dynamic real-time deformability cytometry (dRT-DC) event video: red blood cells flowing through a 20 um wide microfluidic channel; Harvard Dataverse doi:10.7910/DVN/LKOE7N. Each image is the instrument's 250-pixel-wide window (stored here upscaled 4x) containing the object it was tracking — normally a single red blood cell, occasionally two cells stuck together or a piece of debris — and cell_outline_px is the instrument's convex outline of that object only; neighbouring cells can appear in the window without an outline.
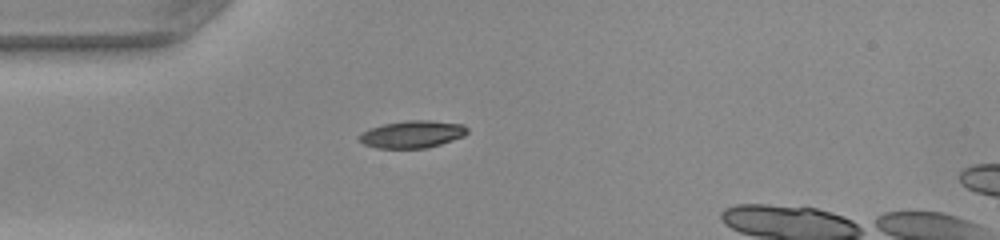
{"species": "common noctule bat (a hibernating species)", "species_latin": "Nyctalus noctula", "temperature_condition": "warm", "stored_images_in_passage": 33, "camera_frame_rate_fps": 3000, "um_per_image_px": 0.085, "animal": {"sex": "female", "body_mass_g": 22.0, "forearm_length_mm": 56.7}, "frame": {"image": 1, "passage_image": 1, "time_ms": 0.0, "image_size_px": [1000, 240], "cell_outline_px": [[468, 132], [464, 136], [428, 148], [376, 148], [364, 144], [356, 136], [368, 128], [384, 124], [404, 120], [432, 120], [464, 124], [468, 128]], "centroid_in_image_um": [35.04, 11.4], "position_along_channel_um": 50.0, "area_um2": 17.4}}
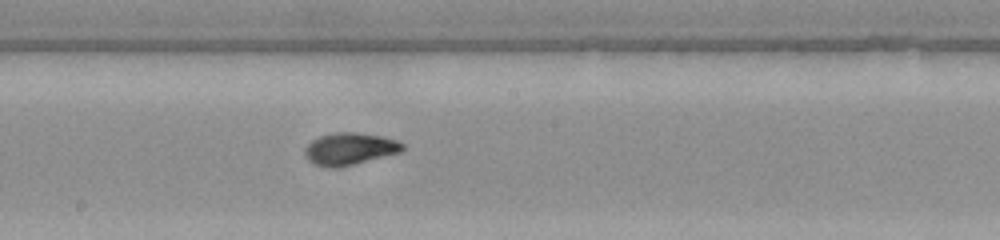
{"frame": {"image": 2, "passage_image": 14, "time_ms": 4.333, "image_size_px": [1000, 240], "cell_outline_px": [[404, 148], [400, 152], [340, 168], [328, 168], [316, 164], [308, 160], [304, 152], [304, 148], [312, 140], [320, 136], [336, 132], [356, 132], [380, 136], [396, 140], [404, 144]], "centroid_in_image_um": [29.7, 12.66], "position_along_channel_um": 218.5, "area_um2": 18.26}}
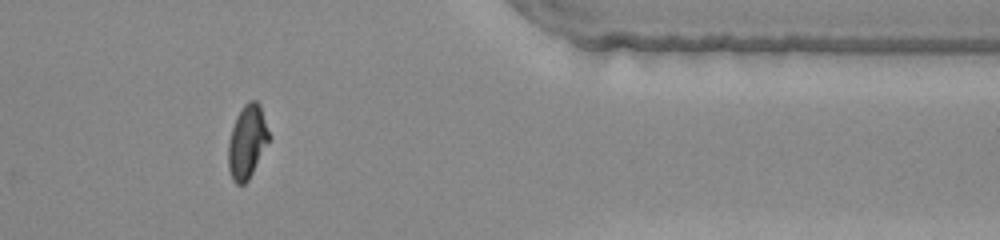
{"frame": {"image": 3, "passage_image": 28, "time_ms": 9.0, "image_size_px": [1000, 240], "cell_outline_px": [[272, 136], [248, 180], [244, 184], [236, 184], [232, 180], [228, 168], [228, 144], [232, 128], [236, 116], [244, 104], [248, 100], [256, 100], [260, 104]], "centroid_in_image_um": [21.03, 12.02], "position_along_channel_um": 390.4, "area_um2": 17.69}, "authors_computed_cell_mechanics": {"area_um2": 17.6868, "velocity_mm_per_s": 4.1668, "shape_relaxation_time_tau1_ms": 3.5003, "shape_relaxation_time_tau2_ms": 0.7692, "deformation_change_tau1": 0.1963, "deformation_change_tau2": 0.0502}}